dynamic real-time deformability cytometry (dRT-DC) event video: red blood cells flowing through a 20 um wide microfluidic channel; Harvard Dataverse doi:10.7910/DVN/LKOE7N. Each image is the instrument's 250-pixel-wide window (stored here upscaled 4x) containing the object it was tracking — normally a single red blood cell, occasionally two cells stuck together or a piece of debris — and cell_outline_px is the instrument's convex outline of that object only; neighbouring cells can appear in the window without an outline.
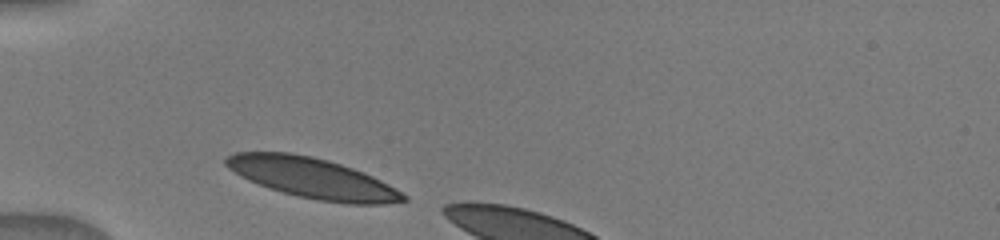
{"species": "human", "species_latin": "Homo sapiens", "temperature_condition": "warm", "stored_images_in_passage": 4, "camera_frame_rate_fps": 3000, "um_per_image_px": 0.085, "donor": {"sex": "male"}, "frame": {"image": 1, "passage_image": 1, "time_ms": 0.0, "image_size_px": [1000, 240], "cell_outline_px": [[408, 200], [384, 204], [348, 204], [320, 200], [300, 196], [268, 188], [248, 180], [240, 176], [228, 168], [224, 164], [224, 160], [228, 156], [236, 152], [288, 152], [312, 156], [328, 160], [364, 172], [388, 184], [408, 196]], "centroid_in_image_um": [26.55, 15.13], "position_along_channel_um": 58.4, "area_um2": 41.5}}